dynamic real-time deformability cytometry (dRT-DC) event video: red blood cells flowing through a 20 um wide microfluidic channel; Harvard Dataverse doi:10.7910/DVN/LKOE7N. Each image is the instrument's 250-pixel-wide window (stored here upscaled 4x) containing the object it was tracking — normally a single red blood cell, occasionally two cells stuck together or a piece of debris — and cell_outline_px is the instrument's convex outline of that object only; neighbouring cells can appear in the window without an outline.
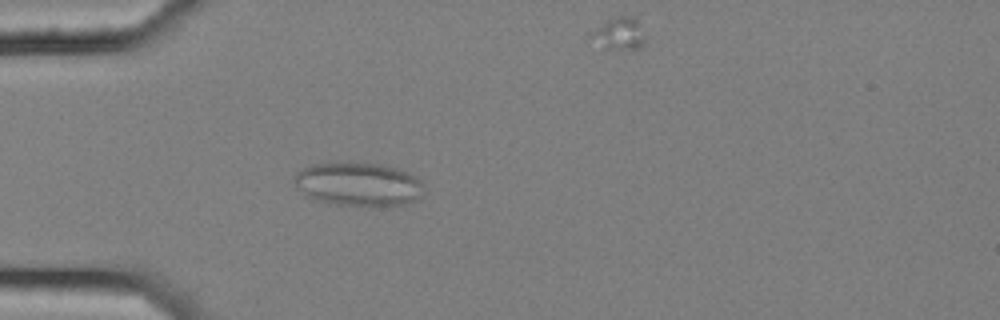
{"species": "common noctule bat (a hibernating species)", "species_latin": "Nyctalus noctula", "temperature_condition": "cold", "stored_images_in_passage": 6, "camera_frame_rate_fps": 3000, "um_per_image_px": 0.085, "animal": {"sex": "female", "body_mass_g": 25.1}, "frame": {"image": 1, "passage_image": 5, "time_ms": 1.333, "image_size_px": [1000, 320], "cell_outline_px": [[424, 196], [408, 204], [380, 208], [376, 208], [328, 204], [304, 196], [292, 180], [296, 172], [308, 164], [336, 160], [376, 164], [396, 168], [416, 176], [424, 184]], "centroid_in_image_um": [30.44, 15.68], "position_along_channel_um": 54.6, "area_um2": 34.74}}